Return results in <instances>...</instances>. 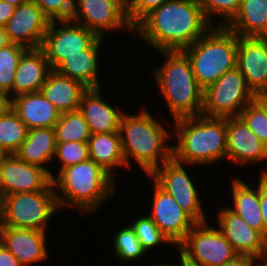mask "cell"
Wrapping results in <instances>:
<instances>
[{
    "instance_id": "6da1fadb",
    "label": "cell",
    "mask_w": 267,
    "mask_h": 266,
    "mask_svg": "<svg viewBox=\"0 0 267 266\" xmlns=\"http://www.w3.org/2000/svg\"><path fill=\"white\" fill-rule=\"evenodd\" d=\"M212 26L199 0H169L152 10L133 33L158 51H179L192 45Z\"/></svg>"
},
{
    "instance_id": "7a4b0ae2",
    "label": "cell",
    "mask_w": 267,
    "mask_h": 266,
    "mask_svg": "<svg viewBox=\"0 0 267 266\" xmlns=\"http://www.w3.org/2000/svg\"><path fill=\"white\" fill-rule=\"evenodd\" d=\"M119 134L127 167L131 157L149 176L160 163L172 158V146H166L169 132L147 110L137 115L123 113Z\"/></svg>"
},
{
    "instance_id": "3957f363",
    "label": "cell",
    "mask_w": 267,
    "mask_h": 266,
    "mask_svg": "<svg viewBox=\"0 0 267 266\" xmlns=\"http://www.w3.org/2000/svg\"><path fill=\"white\" fill-rule=\"evenodd\" d=\"M178 143L172 157L186 165L213 164L226 159V118L198 115L174 120Z\"/></svg>"
},
{
    "instance_id": "277c9868",
    "label": "cell",
    "mask_w": 267,
    "mask_h": 266,
    "mask_svg": "<svg viewBox=\"0 0 267 266\" xmlns=\"http://www.w3.org/2000/svg\"><path fill=\"white\" fill-rule=\"evenodd\" d=\"M160 52L166 60L153 74L174 120L201 115L204 90L195 79L189 57L183 50Z\"/></svg>"
},
{
    "instance_id": "5b68a950",
    "label": "cell",
    "mask_w": 267,
    "mask_h": 266,
    "mask_svg": "<svg viewBox=\"0 0 267 266\" xmlns=\"http://www.w3.org/2000/svg\"><path fill=\"white\" fill-rule=\"evenodd\" d=\"M56 176L53 187L64 196L56 194L60 208L74 205L80 213L94 212L115 191L114 177L92 159L64 168Z\"/></svg>"
},
{
    "instance_id": "8992f818",
    "label": "cell",
    "mask_w": 267,
    "mask_h": 266,
    "mask_svg": "<svg viewBox=\"0 0 267 266\" xmlns=\"http://www.w3.org/2000/svg\"><path fill=\"white\" fill-rule=\"evenodd\" d=\"M238 35L225 26H212L183 51L189 57L195 79L205 90L223 74L236 68Z\"/></svg>"
},
{
    "instance_id": "52a82bcc",
    "label": "cell",
    "mask_w": 267,
    "mask_h": 266,
    "mask_svg": "<svg viewBox=\"0 0 267 266\" xmlns=\"http://www.w3.org/2000/svg\"><path fill=\"white\" fill-rule=\"evenodd\" d=\"M55 191L16 193L0 199V226L45 232L47 220L60 208Z\"/></svg>"
},
{
    "instance_id": "ba28073f",
    "label": "cell",
    "mask_w": 267,
    "mask_h": 266,
    "mask_svg": "<svg viewBox=\"0 0 267 266\" xmlns=\"http://www.w3.org/2000/svg\"><path fill=\"white\" fill-rule=\"evenodd\" d=\"M254 95L236 67L204 90L201 115L218 118L239 117L242 109L253 101Z\"/></svg>"
},
{
    "instance_id": "9c48e42d",
    "label": "cell",
    "mask_w": 267,
    "mask_h": 266,
    "mask_svg": "<svg viewBox=\"0 0 267 266\" xmlns=\"http://www.w3.org/2000/svg\"><path fill=\"white\" fill-rule=\"evenodd\" d=\"M179 255L190 266H222L238 255L217 228L196 223L178 246Z\"/></svg>"
},
{
    "instance_id": "30bf717a",
    "label": "cell",
    "mask_w": 267,
    "mask_h": 266,
    "mask_svg": "<svg viewBox=\"0 0 267 266\" xmlns=\"http://www.w3.org/2000/svg\"><path fill=\"white\" fill-rule=\"evenodd\" d=\"M154 182L171 195L177 204L196 223L206 222L205 213L198 199V192L183 163L173 157L156 168L150 175Z\"/></svg>"
},
{
    "instance_id": "8fae6325",
    "label": "cell",
    "mask_w": 267,
    "mask_h": 266,
    "mask_svg": "<svg viewBox=\"0 0 267 266\" xmlns=\"http://www.w3.org/2000/svg\"><path fill=\"white\" fill-rule=\"evenodd\" d=\"M70 20L86 27L101 38L103 32L108 30L125 28L134 31L126 14V0H74V10Z\"/></svg>"
},
{
    "instance_id": "7c38bea8",
    "label": "cell",
    "mask_w": 267,
    "mask_h": 266,
    "mask_svg": "<svg viewBox=\"0 0 267 266\" xmlns=\"http://www.w3.org/2000/svg\"><path fill=\"white\" fill-rule=\"evenodd\" d=\"M61 28L56 29V23ZM98 36L86 27L71 20L51 21L42 44L52 69H55L67 56L81 54Z\"/></svg>"
},
{
    "instance_id": "4fadbf2b",
    "label": "cell",
    "mask_w": 267,
    "mask_h": 266,
    "mask_svg": "<svg viewBox=\"0 0 267 266\" xmlns=\"http://www.w3.org/2000/svg\"><path fill=\"white\" fill-rule=\"evenodd\" d=\"M37 191H56L44 168L24 162L16 154H9L0 162V199Z\"/></svg>"
},
{
    "instance_id": "5bb4252c",
    "label": "cell",
    "mask_w": 267,
    "mask_h": 266,
    "mask_svg": "<svg viewBox=\"0 0 267 266\" xmlns=\"http://www.w3.org/2000/svg\"><path fill=\"white\" fill-rule=\"evenodd\" d=\"M50 22L42 9L29 0L15 7L4 29L11 43L35 49L42 47Z\"/></svg>"
},
{
    "instance_id": "9a60e30c",
    "label": "cell",
    "mask_w": 267,
    "mask_h": 266,
    "mask_svg": "<svg viewBox=\"0 0 267 266\" xmlns=\"http://www.w3.org/2000/svg\"><path fill=\"white\" fill-rule=\"evenodd\" d=\"M153 198L149 217L173 245L179 246L196 222L155 182Z\"/></svg>"
},
{
    "instance_id": "2e32d148",
    "label": "cell",
    "mask_w": 267,
    "mask_h": 266,
    "mask_svg": "<svg viewBox=\"0 0 267 266\" xmlns=\"http://www.w3.org/2000/svg\"><path fill=\"white\" fill-rule=\"evenodd\" d=\"M237 69L254 94L267 93V37H239Z\"/></svg>"
},
{
    "instance_id": "e0dca14e",
    "label": "cell",
    "mask_w": 267,
    "mask_h": 266,
    "mask_svg": "<svg viewBox=\"0 0 267 266\" xmlns=\"http://www.w3.org/2000/svg\"><path fill=\"white\" fill-rule=\"evenodd\" d=\"M226 159L238 163L267 160V146L240 117L226 118Z\"/></svg>"
},
{
    "instance_id": "ac0fdd59",
    "label": "cell",
    "mask_w": 267,
    "mask_h": 266,
    "mask_svg": "<svg viewBox=\"0 0 267 266\" xmlns=\"http://www.w3.org/2000/svg\"><path fill=\"white\" fill-rule=\"evenodd\" d=\"M218 229L230 242L238 255L256 258L267 250V239L258 231L251 228L245 220L224 207L218 213Z\"/></svg>"
},
{
    "instance_id": "d6986e66",
    "label": "cell",
    "mask_w": 267,
    "mask_h": 266,
    "mask_svg": "<svg viewBox=\"0 0 267 266\" xmlns=\"http://www.w3.org/2000/svg\"><path fill=\"white\" fill-rule=\"evenodd\" d=\"M44 231L0 226V243L21 264L29 265L47 259Z\"/></svg>"
},
{
    "instance_id": "ffe728a7",
    "label": "cell",
    "mask_w": 267,
    "mask_h": 266,
    "mask_svg": "<svg viewBox=\"0 0 267 266\" xmlns=\"http://www.w3.org/2000/svg\"><path fill=\"white\" fill-rule=\"evenodd\" d=\"M51 70L50 63L41 47L27 49L19 60L10 99L24 93L40 92Z\"/></svg>"
},
{
    "instance_id": "44dd1931",
    "label": "cell",
    "mask_w": 267,
    "mask_h": 266,
    "mask_svg": "<svg viewBox=\"0 0 267 266\" xmlns=\"http://www.w3.org/2000/svg\"><path fill=\"white\" fill-rule=\"evenodd\" d=\"M8 105L28 130L54 127L61 114L41 92L17 95L8 101Z\"/></svg>"
},
{
    "instance_id": "7402d4cb",
    "label": "cell",
    "mask_w": 267,
    "mask_h": 266,
    "mask_svg": "<svg viewBox=\"0 0 267 266\" xmlns=\"http://www.w3.org/2000/svg\"><path fill=\"white\" fill-rule=\"evenodd\" d=\"M101 93L100 88H89L82 96L79 111L91 134L119 132L123 112L106 103Z\"/></svg>"
},
{
    "instance_id": "603a6c76",
    "label": "cell",
    "mask_w": 267,
    "mask_h": 266,
    "mask_svg": "<svg viewBox=\"0 0 267 266\" xmlns=\"http://www.w3.org/2000/svg\"><path fill=\"white\" fill-rule=\"evenodd\" d=\"M83 83L52 69L40 92L60 113L77 111L83 94L88 90Z\"/></svg>"
},
{
    "instance_id": "cb8c5ba5",
    "label": "cell",
    "mask_w": 267,
    "mask_h": 266,
    "mask_svg": "<svg viewBox=\"0 0 267 266\" xmlns=\"http://www.w3.org/2000/svg\"><path fill=\"white\" fill-rule=\"evenodd\" d=\"M98 37L81 54L67 56L54 70L83 83L87 88H100L98 79V54L102 42Z\"/></svg>"
},
{
    "instance_id": "d4e9b609",
    "label": "cell",
    "mask_w": 267,
    "mask_h": 266,
    "mask_svg": "<svg viewBox=\"0 0 267 266\" xmlns=\"http://www.w3.org/2000/svg\"><path fill=\"white\" fill-rule=\"evenodd\" d=\"M225 27L239 37H267V0H242Z\"/></svg>"
},
{
    "instance_id": "484cf974",
    "label": "cell",
    "mask_w": 267,
    "mask_h": 266,
    "mask_svg": "<svg viewBox=\"0 0 267 266\" xmlns=\"http://www.w3.org/2000/svg\"><path fill=\"white\" fill-rule=\"evenodd\" d=\"M55 151L56 137L54 127L34 128L28 130L26 139L16 155L24 162L44 168L53 179L55 176L42 164L52 161Z\"/></svg>"
},
{
    "instance_id": "4316f807",
    "label": "cell",
    "mask_w": 267,
    "mask_h": 266,
    "mask_svg": "<svg viewBox=\"0 0 267 266\" xmlns=\"http://www.w3.org/2000/svg\"><path fill=\"white\" fill-rule=\"evenodd\" d=\"M231 187L234 207L229 209L264 236V224L260 211V178L256 189L250 188L239 178L232 180Z\"/></svg>"
},
{
    "instance_id": "83f0119b",
    "label": "cell",
    "mask_w": 267,
    "mask_h": 266,
    "mask_svg": "<svg viewBox=\"0 0 267 266\" xmlns=\"http://www.w3.org/2000/svg\"><path fill=\"white\" fill-rule=\"evenodd\" d=\"M88 151L89 159L95 161L112 177L115 167H127L119 132L91 134Z\"/></svg>"
},
{
    "instance_id": "f1b7e54d",
    "label": "cell",
    "mask_w": 267,
    "mask_h": 266,
    "mask_svg": "<svg viewBox=\"0 0 267 266\" xmlns=\"http://www.w3.org/2000/svg\"><path fill=\"white\" fill-rule=\"evenodd\" d=\"M28 128L7 105L0 113V145L7 154H16L25 141Z\"/></svg>"
},
{
    "instance_id": "f546056e",
    "label": "cell",
    "mask_w": 267,
    "mask_h": 266,
    "mask_svg": "<svg viewBox=\"0 0 267 266\" xmlns=\"http://www.w3.org/2000/svg\"><path fill=\"white\" fill-rule=\"evenodd\" d=\"M54 130L56 143L88 142L91 136L89 126L79 110L61 113Z\"/></svg>"
},
{
    "instance_id": "4dcf8cb0",
    "label": "cell",
    "mask_w": 267,
    "mask_h": 266,
    "mask_svg": "<svg viewBox=\"0 0 267 266\" xmlns=\"http://www.w3.org/2000/svg\"><path fill=\"white\" fill-rule=\"evenodd\" d=\"M26 47L11 43L0 48V94L10 100L15 72Z\"/></svg>"
},
{
    "instance_id": "1f68e13d",
    "label": "cell",
    "mask_w": 267,
    "mask_h": 266,
    "mask_svg": "<svg viewBox=\"0 0 267 266\" xmlns=\"http://www.w3.org/2000/svg\"><path fill=\"white\" fill-rule=\"evenodd\" d=\"M113 243L116 256L126 262L139 259L146 253L130 225L117 232Z\"/></svg>"
},
{
    "instance_id": "d6a6232c",
    "label": "cell",
    "mask_w": 267,
    "mask_h": 266,
    "mask_svg": "<svg viewBox=\"0 0 267 266\" xmlns=\"http://www.w3.org/2000/svg\"><path fill=\"white\" fill-rule=\"evenodd\" d=\"M130 226L133 228L136 236L139 239V242L142 244V247L146 250V252L154 248L161 242L173 245L169 241V239L159 230V228L149 216H141Z\"/></svg>"
},
{
    "instance_id": "836d02e7",
    "label": "cell",
    "mask_w": 267,
    "mask_h": 266,
    "mask_svg": "<svg viewBox=\"0 0 267 266\" xmlns=\"http://www.w3.org/2000/svg\"><path fill=\"white\" fill-rule=\"evenodd\" d=\"M241 2L242 0H199L203 14L210 24L215 14L225 19L221 24L218 23V26H226L234 18Z\"/></svg>"
},
{
    "instance_id": "e575fe53",
    "label": "cell",
    "mask_w": 267,
    "mask_h": 266,
    "mask_svg": "<svg viewBox=\"0 0 267 266\" xmlns=\"http://www.w3.org/2000/svg\"><path fill=\"white\" fill-rule=\"evenodd\" d=\"M55 158L61 161L59 172L89 159L88 142L69 141L56 143Z\"/></svg>"
},
{
    "instance_id": "d590c367",
    "label": "cell",
    "mask_w": 267,
    "mask_h": 266,
    "mask_svg": "<svg viewBox=\"0 0 267 266\" xmlns=\"http://www.w3.org/2000/svg\"><path fill=\"white\" fill-rule=\"evenodd\" d=\"M239 117L267 146V117L263 110L254 101H252L242 109Z\"/></svg>"
},
{
    "instance_id": "8d00e7d4",
    "label": "cell",
    "mask_w": 267,
    "mask_h": 266,
    "mask_svg": "<svg viewBox=\"0 0 267 266\" xmlns=\"http://www.w3.org/2000/svg\"><path fill=\"white\" fill-rule=\"evenodd\" d=\"M37 4L50 21L70 20L74 0H31Z\"/></svg>"
},
{
    "instance_id": "74e56055",
    "label": "cell",
    "mask_w": 267,
    "mask_h": 266,
    "mask_svg": "<svg viewBox=\"0 0 267 266\" xmlns=\"http://www.w3.org/2000/svg\"><path fill=\"white\" fill-rule=\"evenodd\" d=\"M169 0H126V14L135 27L147 14Z\"/></svg>"
},
{
    "instance_id": "f35d334b",
    "label": "cell",
    "mask_w": 267,
    "mask_h": 266,
    "mask_svg": "<svg viewBox=\"0 0 267 266\" xmlns=\"http://www.w3.org/2000/svg\"><path fill=\"white\" fill-rule=\"evenodd\" d=\"M260 211L264 224V237L267 239V171L260 174Z\"/></svg>"
},
{
    "instance_id": "ab89813d",
    "label": "cell",
    "mask_w": 267,
    "mask_h": 266,
    "mask_svg": "<svg viewBox=\"0 0 267 266\" xmlns=\"http://www.w3.org/2000/svg\"><path fill=\"white\" fill-rule=\"evenodd\" d=\"M0 266H21L16 257L0 243Z\"/></svg>"
},
{
    "instance_id": "60d3db41",
    "label": "cell",
    "mask_w": 267,
    "mask_h": 266,
    "mask_svg": "<svg viewBox=\"0 0 267 266\" xmlns=\"http://www.w3.org/2000/svg\"><path fill=\"white\" fill-rule=\"evenodd\" d=\"M15 6L10 5L5 0H0V27L4 28L9 18L14 13Z\"/></svg>"
},
{
    "instance_id": "b9f144b4",
    "label": "cell",
    "mask_w": 267,
    "mask_h": 266,
    "mask_svg": "<svg viewBox=\"0 0 267 266\" xmlns=\"http://www.w3.org/2000/svg\"><path fill=\"white\" fill-rule=\"evenodd\" d=\"M255 258L247 255H236L222 266H255Z\"/></svg>"
},
{
    "instance_id": "7bdbcfd3",
    "label": "cell",
    "mask_w": 267,
    "mask_h": 266,
    "mask_svg": "<svg viewBox=\"0 0 267 266\" xmlns=\"http://www.w3.org/2000/svg\"><path fill=\"white\" fill-rule=\"evenodd\" d=\"M253 101L263 110L267 117V93H257Z\"/></svg>"
},
{
    "instance_id": "ee69618b",
    "label": "cell",
    "mask_w": 267,
    "mask_h": 266,
    "mask_svg": "<svg viewBox=\"0 0 267 266\" xmlns=\"http://www.w3.org/2000/svg\"><path fill=\"white\" fill-rule=\"evenodd\" d=\"M9 44H11V41L6 34L5 29L0 27V48L6 47Z\"/></svg>"
},
{
    "instance_id": "f6af8a7d",
    "label": "cell",
    "mask_w": 267,
    "mask_h": 266,
    "mask_svg": "<svg viewBox=\"0 0 267 266\" xmlns=\"http://www.w3.org/2000/svg\"><path fill=\"white\" fill-rule=\"evenodd\" d=\"M262 260L263 261V264H261V265H258V264H256L255 263V266H267V250L266 251H264L263 253H261L260 255H258L256 258H255V260ZM264 259V260H263Z\"/></svg>"
},
{
    "instance_id": "bcb514c9",
    "label": "cell",
    "mask_w": 267,
    "mask_h": 266,
    "mask_svg": "<svg viewBox=\"0 0 267 266\" xmlns=\"http://www.w3.org/2000/svg\"><path fill=\"white\" fill-rule=\"evenodd\" d=\"M5 1L8 2L10 5L18 7L22 5L23 3L28 2L29 0H5Z\"/></svg>"
},
{
    "instance_id": "7dc6e473",
    "label": "cell",
    "mask_w": 267,
    "mask_h": 266,
    "mask_svg": "<svg viewBox=\"0 0 267 266\" xmlns=\"http://www.w3.org/2000/svg\"><path fill=\"white\" fill-rule=\"evenodd\" d=\"M8 105V101L6 98L0 94V113L3 111V109Z\"/></svg>"
},
{
    "instance_id": "c3c4849f",
    "label": "cell",
    "mask_w": 267,
    "mask_h": 266,
    "mask_svg": "<svg viewBox=\"0 0 267 266\" xmlns=\"http://www.w3.org/2000/svg\"><path fill=\"white\" fill-rule=\"evenodd\" d=\"M180 261H181V265L179 266H190L188 265L182 258H180ZM155 266H178V265H171V264H156Z\"/></svg>"
},
{
    "instance_id": "681fc988",
    "label": "cell",
    "mask_w": 267,
    "mask_h": 266,
    "mask_svg": "<svg viewBox=\"0 0 267 266\" xmlns=\"http://www.w3.org/2000/svg\"><path fill=\"white\" fill-rule=\"evenodd\" d=\"M7 152L0 145V162L7 156Z\"/></svg>"
}]
</instances>
